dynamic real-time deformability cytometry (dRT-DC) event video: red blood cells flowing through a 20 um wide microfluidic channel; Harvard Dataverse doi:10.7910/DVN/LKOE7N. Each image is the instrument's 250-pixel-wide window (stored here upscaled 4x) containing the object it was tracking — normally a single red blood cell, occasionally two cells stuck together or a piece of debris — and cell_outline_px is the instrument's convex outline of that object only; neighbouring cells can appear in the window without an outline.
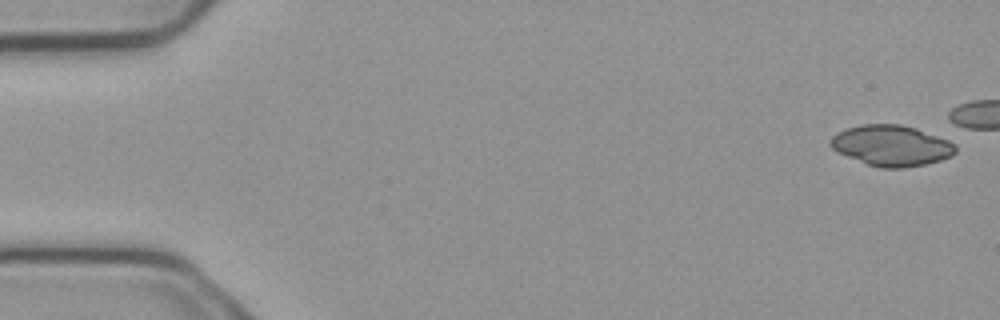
{"species": "common noctule bat (a hibernating species)", "species_latin": "Nyctalus noctula", "temperature_condition": "cold", "stored_images_in_passage": 6, "camera_frame_rate_fps": 3000, "um_per_image_px": 0.085, "animal": {"sex": "male", "body_mass_g": 23.1, "forearm_length_mm": 52.7}, "frame": {"image": 1, "passage_image": 1, "time_ms": 0.0, "image_size_px": [1000, 320], "cell_outline_px": [[956, 152], [952, 156], [940, 160], [924, 164], [904, 168], [880, 168], [868, 164], [836, 152], [828, 144], [828, 140], [832, 136], [848, 128], [860, 124], [900, 124], [916, 128], [948, 140], [956, 144]], "centroid_in_image_um": [75.76, 12.37], "position_along_channel_um": 9.2, "area_um2": 29.71}}
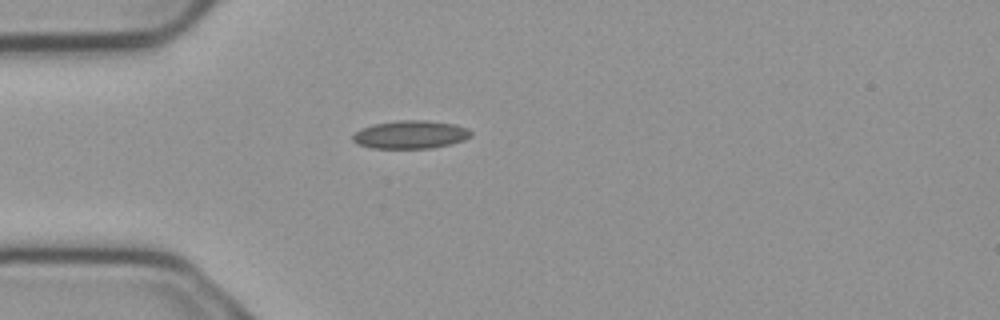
{"frame": {"image": 2, "passage_image": 6, "time_ms": 1.667, "image_size_px": [1000, 320], "cell_outline_px": [[472, 136], [464, 140], [452, 144], [432, 148], [372, 148], [356, 144], [352, 140], [352, 136], [356, 132], [372, 124], [396, 120], [424, 120], [452, 124], [468, 128], [472, 132]], "centroid_in_image_um": [34.9, 11.44], "position_along_channel_um": 50.1, "area_um2": 19.42}}